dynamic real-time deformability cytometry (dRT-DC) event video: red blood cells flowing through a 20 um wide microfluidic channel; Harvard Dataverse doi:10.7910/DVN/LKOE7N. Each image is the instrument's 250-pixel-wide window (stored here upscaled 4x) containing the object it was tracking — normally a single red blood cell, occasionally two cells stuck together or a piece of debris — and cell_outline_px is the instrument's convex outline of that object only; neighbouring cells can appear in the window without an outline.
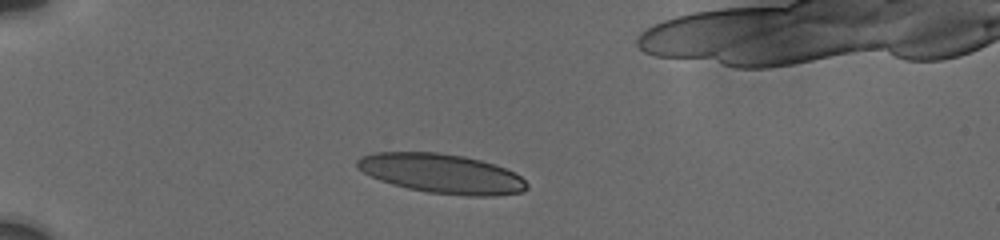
{"species": "human", "species_latin": "Homo sapiens", "temperature_condition": "cold", "stored_images_in_passage": 24, "camera_frame_rate_fps": 3000, "um_per_image_px": 0.085, "donor": {"sex": "male"}, "frame": {"image": 1, "passage_image": 1, "time_ms": 0.0, "image_size_px": [1000, 240], "cell_outline_px": [[528, 188], [520, 192], [496, 196], [468, 196], [428, 192], [408, 188], [392, 184], [380, 180], [356, 168], [356, 160], [360, 156], [372, 152], [436, 152], [464, 156], [480, 160], [504, 168], [520, 176], [528, 184]], "centroid_in_image_um": [37.51, 14.75], "position_along_channel_um": 47.5, "area_um2": 38.9}}
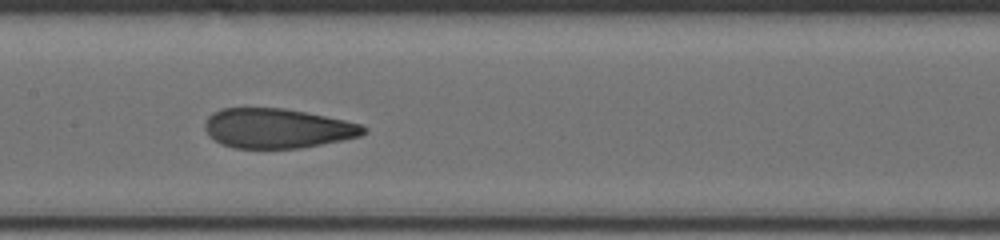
{"frame": {"image": 2, "passage_image": 15, "time_ms": 4.667, "image_size_px": [1000, 240], "cell_outline_px": [[368, 132], [360, 136], [344, 140], [300, 148], [232, 148], [220, 144], [208, 136], [204, 128], [204, 120], [212, 112], [220, 108], [284, 108], [344, 120], [360, 124], [368, 128]], "centroid_in_image_um": [23.53, 10.91], "position_along_channel_um": 183.9, "area_um2": 36.99}}
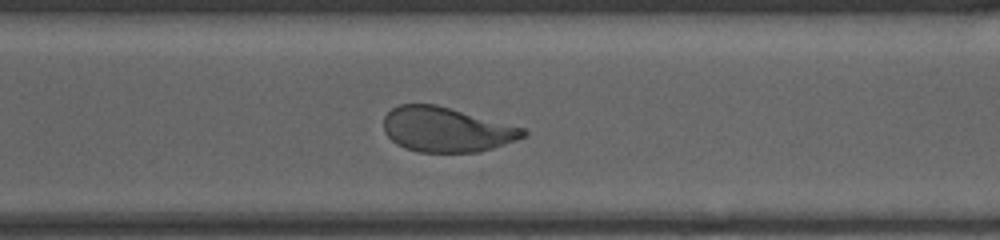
{"frame": {"image": 3, "passage_image": 24, "time_ms": 8.667, "image_size_px": [1000, 240], "cell_outline_px": [[528, 136], [492, 148], [476, 152], [420, 152], [404, 148], [396, 144], [384, 132], [384, 116], [392, 108], [400, 104], [436, 104], [524, 128], [528, 132]], "centroid_in_image_um": [37.93, 11.01], "position_along_channel_um": 332.7, "area_um2": 36.36}}